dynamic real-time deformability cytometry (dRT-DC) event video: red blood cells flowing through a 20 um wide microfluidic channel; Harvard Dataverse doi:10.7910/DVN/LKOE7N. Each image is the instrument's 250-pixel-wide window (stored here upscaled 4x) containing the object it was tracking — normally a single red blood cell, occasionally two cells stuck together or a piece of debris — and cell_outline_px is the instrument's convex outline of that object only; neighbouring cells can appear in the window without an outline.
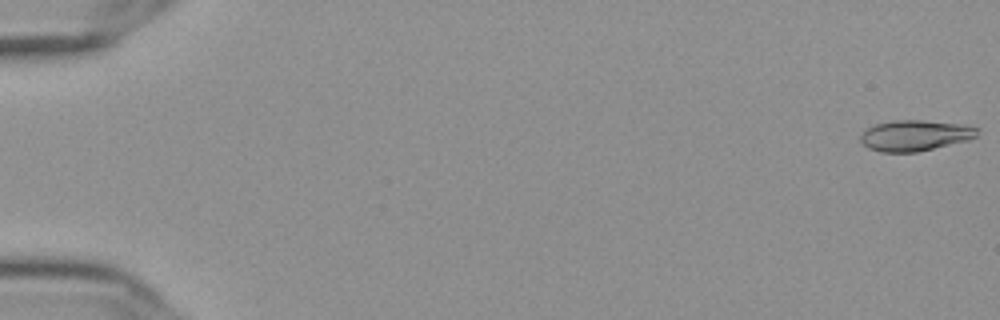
{"species": "Egyptian fruit bat (a non-hibernating species)", "species_latin": "Rousettus aegyptiacus", "temperature_condition": "cold", "stored_images_in_passage": 17, "camera_frame_rate_fps": 3000, "um_per_image_px": 0.085, "frame": {"image": 1, "passage_image": 1, "time_ms": 0.0, "image_size_px": [1000, 320], "cell_outline_px": [[980, 128], [976, 136], [968, 140], [916, 152], [880, 152], [868, 148], [860, 140], [860, 136], [868, 128], [876, 124], [892, 120], [924, 120], [968, 124]], "centroid_in_image_um": [77.82, 11.5], "position_along_channel_um": 7.2, "area_um2": 21.04}}
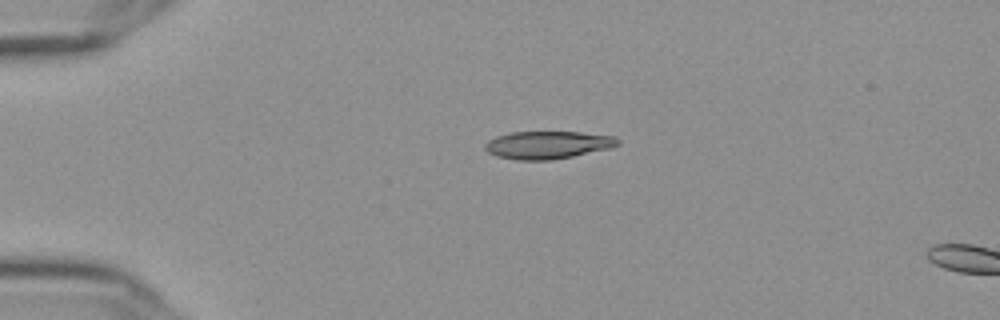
{"frame": {"image": 2, "passage_image": 14, "time_ms": 4.333, "image_size_px": [1000, 320], "cell_outline_px": [[620, 144], [608, 148], [572, 156], [552, 160], [520, 160], [496, 156], [488, 152], [484, 148], [484, 144], [488, 140], [496, 136], [512, 132], [580, 132], [616, 136], [620, 140]], "centroid_in_image_um": [46.54, 12.31], "position_along_channel_um": 38.5, "area_um2": 21.39}}